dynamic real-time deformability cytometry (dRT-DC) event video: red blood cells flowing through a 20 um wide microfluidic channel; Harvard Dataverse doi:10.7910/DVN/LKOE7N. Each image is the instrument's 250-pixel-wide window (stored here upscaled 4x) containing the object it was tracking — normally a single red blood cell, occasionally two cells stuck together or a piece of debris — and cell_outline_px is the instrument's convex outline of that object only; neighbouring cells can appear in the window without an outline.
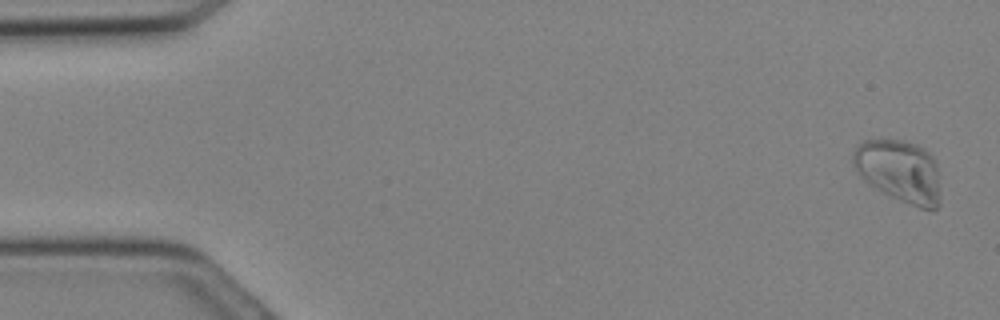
{"species": "Egyptian fruit bat (a non-hibernating species)", "species_latin": "Rousettus aegyptiacus", "temperature_condition": "cold", "stored_images_in_passage": 6, "camera_frame_rate_fps": 3000, "um_per_image_px": 0.085, "animal": {"sex": "female"}, "frame": {"image": 1, "passage_image": 1, "time_ms": 0.0, "image_size_px": [1000, 320], "cell_outline_px": [[940, 204], [932, 212], [920, 208], [888, 196], [868, 184], [856, 172], [852, 164], [852, 152], [856, 144], [864, 140], [880, 136], [904, 140], [916, 144], [924, 148], [936, 160], [940, 196]], "centroid_in_image_um": [76.41, 14.51], "position_along_channel_um": 8.6, "area_um2": 33.06}}